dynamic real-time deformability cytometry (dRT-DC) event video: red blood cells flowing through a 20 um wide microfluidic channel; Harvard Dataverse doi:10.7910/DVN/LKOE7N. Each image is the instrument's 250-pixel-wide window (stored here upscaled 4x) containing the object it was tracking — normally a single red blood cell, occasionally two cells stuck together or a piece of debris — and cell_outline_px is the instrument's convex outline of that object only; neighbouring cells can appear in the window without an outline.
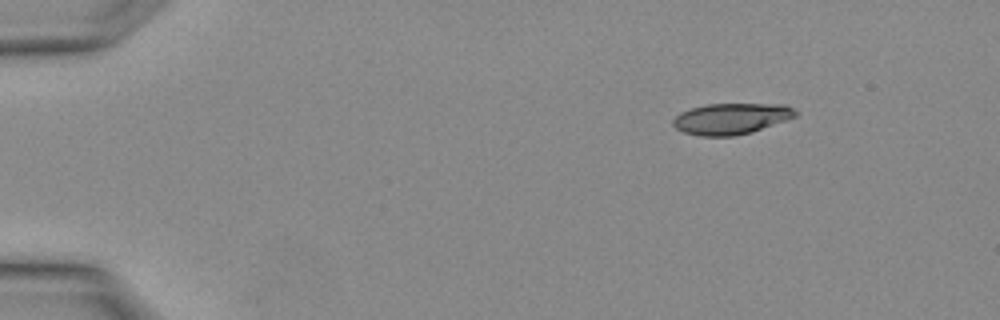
{"species": "Egyptian fruit bat (a non-hibernating species)", "species_latin": "Rousettus aegyptiacus", "temperature_condition": "warm", "stored_images_in_passage": 2, "camera_frame_rate_fps": 3000, "um_per_image_px": 0.085, "animal": {"sex": "female"}, "frame": {"image": 1, "passage_image": 1, "time_ms": 0.0, "image_size_px": [1000, 320], "cell_outline_px": [[796, 116], [752, 132], [732, 136], [700, 136], [684, 132], [676, 128], [672, 124], [672, 120], [680, 112], [692, 108], [708, 104], [788, 104], [796, 112]], "centroid_in_image_um": [62.13, 10.08], "position_along_channel_um": 22.9, "area_um2": 22.02}}